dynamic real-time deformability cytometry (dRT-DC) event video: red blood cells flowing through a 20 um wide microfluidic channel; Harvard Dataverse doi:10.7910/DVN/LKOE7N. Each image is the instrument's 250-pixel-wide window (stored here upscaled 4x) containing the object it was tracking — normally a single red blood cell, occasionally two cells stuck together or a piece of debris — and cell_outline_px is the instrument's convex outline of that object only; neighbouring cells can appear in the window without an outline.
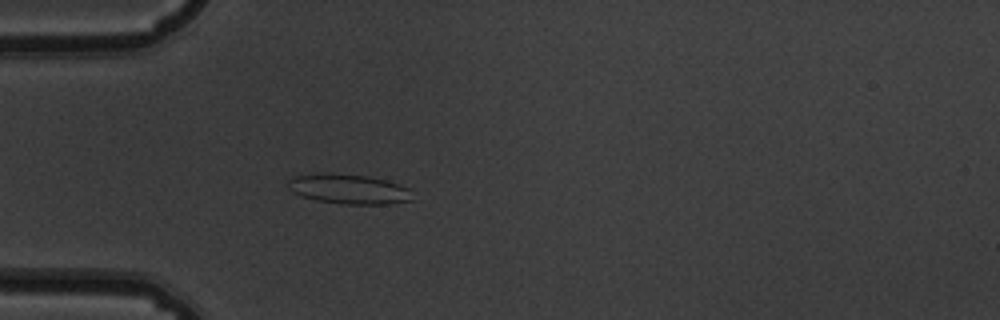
{"species": "common noctule bat (a hibernating species)", "species_latin": "Nyctalus noctula", "temperature_condition": "warm", "stored_images_in_passage": 53, "camera_frame_rate_fps": 3000, "um_per_image_px": 0.085, "animal": {"sex": "male", "body_mass_g": 19.5, "forearm_length_mm": 54.6}, "frame": {"image": 1, "passage_image": 16, "time_ms": 5.0, "image_size_px": [1000, 320], "cell_outline_px": [[412, 200], [388, 204], [344, 204], [316, 200], [300, 196], [292, 192], [288, 188], [288, 180], [296, 176], [316, 172], [332, 172], [368, 176], [400, 184], [408, 188]], "centroid_in_image_um": [29.58, 16.05], "position_along_channel_um": 55.4, "area_um2": 21.79}}
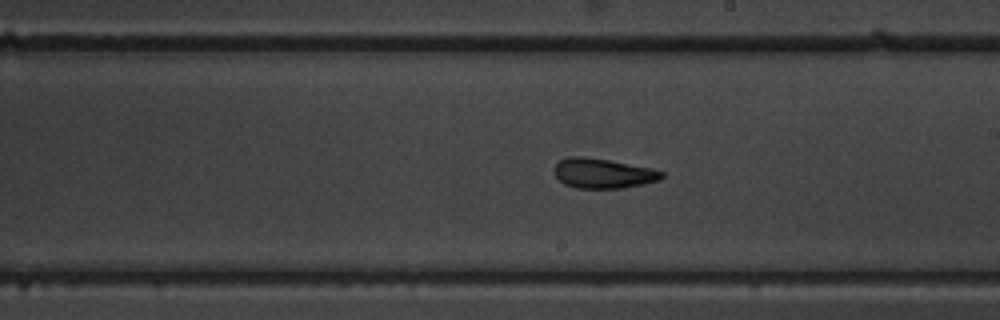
{"frame": {"image": 2, "passage_image": 31, "time_ms": 10.0, "image_size_px": [1000, 320], "cell_outline_px": [[664, 176], [660, 180], [620, 188], [576, 188], [564, 184], [552, 172], [552, 168], [560, 160], [568, 156], [580, 156], [608, 160], [652, 168], [664, 172]], "centroid_in_image_um": [51.22, 14.73], "position_along_channel_um": 237.8, "area_um2": 18.67}}
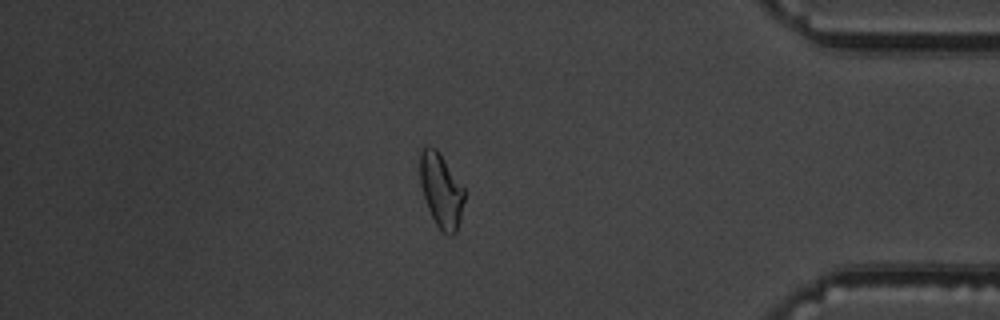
{"frame": {"image": 3, "passage_image": 46, "time_ms": 15.0, "image_size_px": [1000, 320], "cell_outline_px": [[464, 200], [460, 220], [456, 232], [452, 236], [448, 236], [440, 232], [428, 208], [420, 184], [420, 148], [428, 144], [436, 148], [440, 152], [464, 188]], "centroid_in_image_um": [37.49, 16.17], "position_along_channel_um": 397.7, "area_um2": 19.42}, "authors_computed_cell_mechanics": {"area_um2": 19.8254, "velocity_mm_per_s": 3.8059, "shape_relaxation_time_tau1_ms": 9.8052, "shape_relaxation_time_tau2_ms": 1.6298, "deformation_change_tau1": 0.2435, "deformation_change_tau2": 0.0989}}